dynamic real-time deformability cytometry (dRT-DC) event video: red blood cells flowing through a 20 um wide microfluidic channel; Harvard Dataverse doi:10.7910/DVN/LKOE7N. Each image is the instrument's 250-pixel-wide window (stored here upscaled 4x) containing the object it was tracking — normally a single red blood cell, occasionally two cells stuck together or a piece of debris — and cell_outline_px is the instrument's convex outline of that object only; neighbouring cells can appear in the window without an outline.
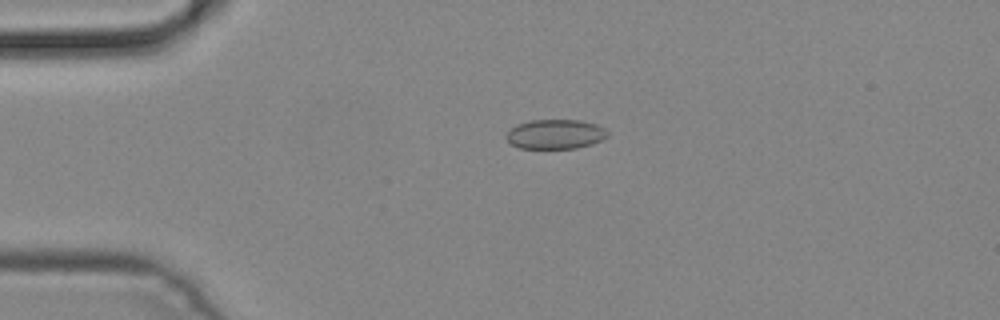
{"species": "common noctule bat (a hibernating species)", "species_latin": "Nyctalus noctula", "temperature_condition": "cold", "stored_images_in_passage": 2, "camera_frame_rate_fps": 3000, "um_per_image_px": 0.085, "animal": {"sex": "male", "body_mass_g": 19.2, "forearm_length_mm": 51.8}, "frame": {"image": 1, "passage_image": 1, "time_ms": 0.0, "image_size_px": [1000, 320], "cell_outline_px": [[608, 136], [592, 144], [576, 148], [520, 148], [512, 144], [504, 136], [516, 124], [532, 120], [580, 120], [596, 124], [604, 128], [608, 132]], "centroid_in_image_um": [47.21, 11.4], "position_along_channel_um": 37.8, "area_um2": 17.34}}